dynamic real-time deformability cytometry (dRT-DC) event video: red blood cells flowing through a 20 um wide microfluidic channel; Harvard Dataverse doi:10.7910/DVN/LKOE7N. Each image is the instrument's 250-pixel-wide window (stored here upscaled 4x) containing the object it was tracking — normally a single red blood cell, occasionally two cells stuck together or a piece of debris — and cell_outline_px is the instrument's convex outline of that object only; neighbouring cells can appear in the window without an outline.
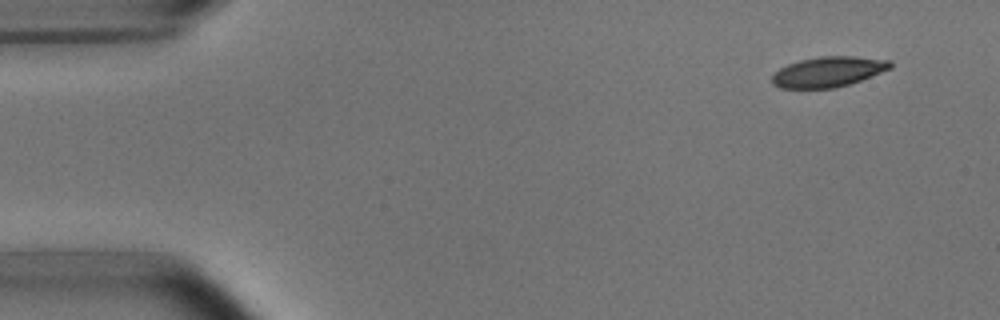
{"species": "common noctule bat (a hibernating species)", "species_latin": "Nyctalus noctula", "temperature_condition": "room temperature", "stored_images_in_passage": 4, "camera_frame_rate_fps": 3000, "um_per_image_px": 0.085, "animal": {"sex": "male", "body_mass_g": 15.6}, "frame": {"image": 1, "passage_image": 1, "time_ms": 0.0, "image_size_px": [1000, 320], "cell_outline_px": [[892, 68], [860, 80], [836, 88], [780, 88], [772, 84], [772, 76], [780, 68], [788, 64], [800, 60], [820, 56], [856, 56], [892, 60]], "centroid_in_image_um": [70.42, 6.09], "position_along_channel_um": 14.6, "area_um2": 20.87}}
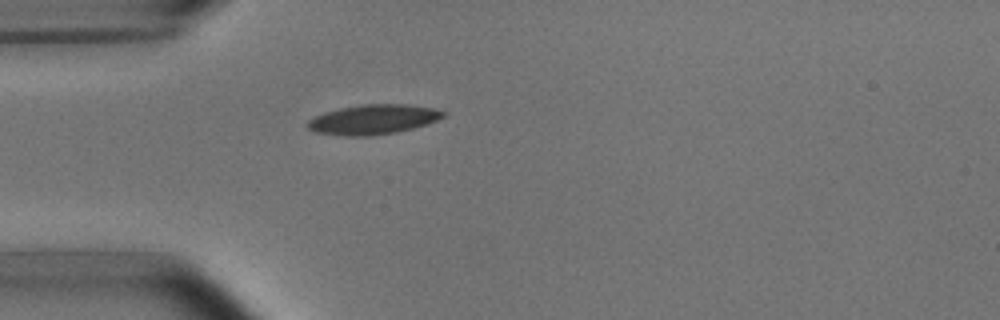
{"frame": {"image": 2, "passage_image": 4, "time_ms": 3.667, "image_size_px": [1000, 320], "cell_outline_px": [[448, 112], [444, 116], [428, 124], [396, 132], [368, 136], [352, 136], [316, 132], [308, 128], [308, 120], [324, 112], [340, 108], [364, 104], [408, 104], [432, 108]], "centroid_in_image_um": [31.75, 10.14], "position_along_channel_um": 53.2, "area_um2": 23.29}}